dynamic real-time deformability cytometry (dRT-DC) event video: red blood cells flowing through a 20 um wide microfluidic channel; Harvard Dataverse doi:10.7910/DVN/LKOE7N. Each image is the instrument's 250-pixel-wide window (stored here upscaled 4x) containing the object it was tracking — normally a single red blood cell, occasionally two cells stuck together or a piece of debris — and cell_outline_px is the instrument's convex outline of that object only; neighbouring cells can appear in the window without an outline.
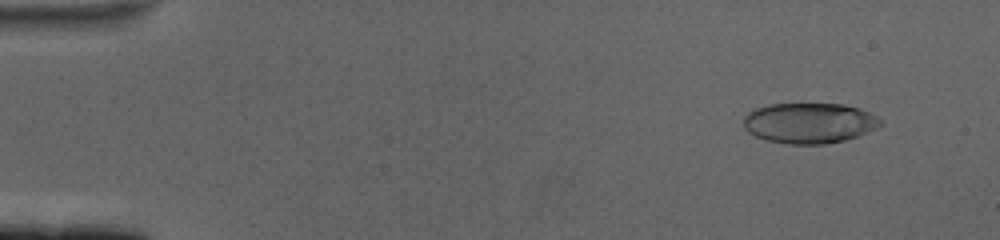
{"species": "human", "species_latin": "Homo sapiens", "temperature_condition": "cold", "stored_images_in_passage": 60, "camera_frame_rate_fps": 3000, "um_per_image_px": 0.085, "donor": {"sex": "female"}, "frame": {"image": 1, "passage_image": 5, "time_ms": 1.333, "image_size_px": [1000, 240], "cell_outline_px": [[880, 124], [876, 128], [868, 132], [844, 140], [824, 144], [788, 144], [764, 140], [748, 132], [744, 128], [744, 116], [748, 112], [756, 108], [768, 104], [844, 104], [860, 108], [876, 116], [880, 120]], "centroid_in_image_um": [68.75, 10.46], "position_along_channel_um": 16.2, "area_um2": 32.25}}
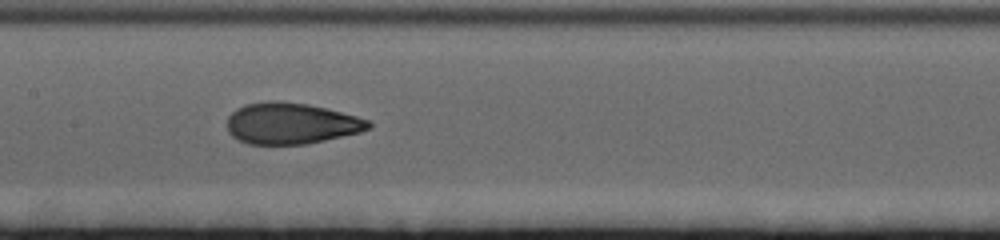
{"frame": {"image": 2, "passage_image": 30, "time_ms": 9.667, "image_size_px": [1000, 240], "cell_outline_px": [[372, 128], [360, 132], [324, 140], [304, 144], [248, 144], [232, 136], [228, 132], [228, 116], [236, 108], [244, 104], [272, 100], [280, 100], [308, 104], [356, 116], [368, 120], [372, 124]], "centroid_in_image_um": [24.72, 10.48], "position_along_channel_um": 182.7, "area_um2": 33.93}}
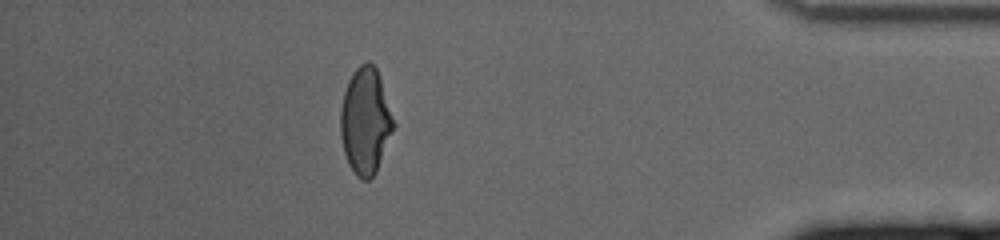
{"frame": {"image": 3, "passage_image": 53, "time_ms": 17.333, "image_size_px": [1000, 240], "cell_outline_px": [[396, 124], [376, 172], [368, 180], [364, 180], [356, 176], [348, 164], [344, 152], [340, 136], [340, 108], [344, 92], [348, 80], [356, 68], [360, 64], [368, 60], [376, 68], [380, 76]], "centroid_in_image_um": [31.06, 10.28], "position_along_channel_um": 404.1, "area_um2": 33.12}, "authors_computed_cell_mechanics": {"area_um2": 33.3506, "velocity_mm_per_s": 3.3956, "shape_relaxation_time_tau1_ms": 7.1519, "shape_relaxation_time_tau2_ms": 1.0257, "deformation_change_tau1": 0.2214, "deformation_change_tau2": 0.0658}}